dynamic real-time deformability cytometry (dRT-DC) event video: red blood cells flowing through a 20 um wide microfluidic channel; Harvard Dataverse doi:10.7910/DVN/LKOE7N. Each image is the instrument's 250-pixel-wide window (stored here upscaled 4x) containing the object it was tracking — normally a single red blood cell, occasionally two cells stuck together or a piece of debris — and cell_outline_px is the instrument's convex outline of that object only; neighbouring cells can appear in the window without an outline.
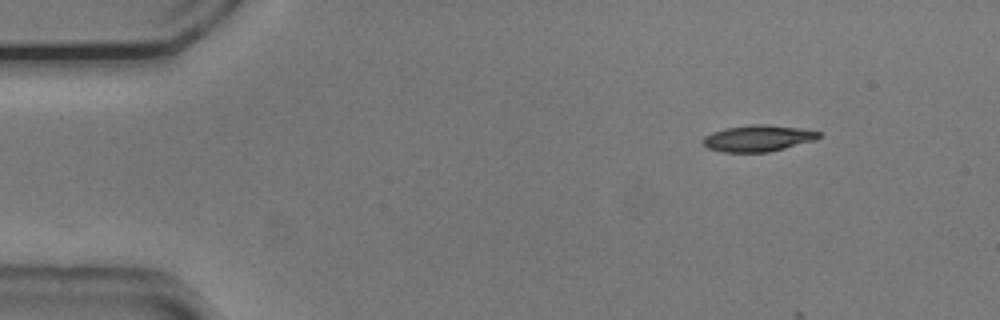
{"species": "common noctule bat (a hibernating species)", "species_latin": "Nyctalus noctula", "temperature_condition": "cold", "stored_images_in_passage": 11, "camera_frame_rate_fps": 3000, "um_per_image_px": 0.085, "animal": {"sex": "male", "body_mass_g": 20.5, "forearm_length_mm": 52.5}, "frame": {"image": 1, "passage_image": 1, "time_ms": 0.0, "image_size_px": [1000, 320], "cell_outline_px": [[820, 136], [816, 140], [768, 152], [724, 152], [708, 148], [704, 144], [704, 136], [712, 132], [724, 128], [752, 124], [764, 124], [800, 128], [820, 132]], "centroid_in_image_um": [64.43, 11.75], "position_along_channel_um": 20.6, "area_um2": 17.69}}
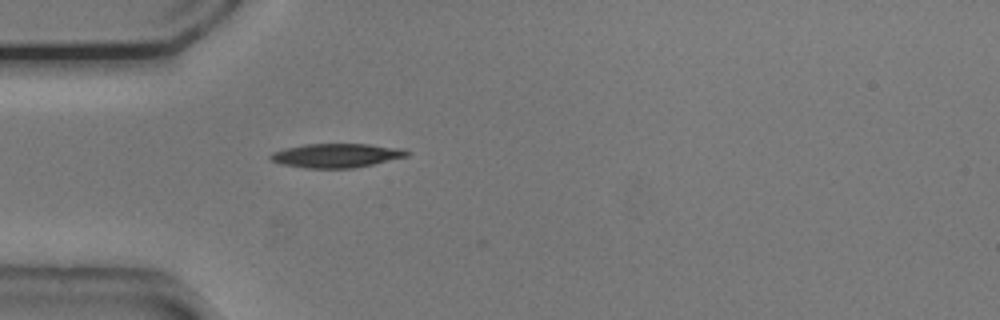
{"frame": {"image": 2, "passage_image": 10, "time_ms": 3.0, "image_size_px": [1000, 320], "cell_outline_px": [[412, 152], [408, 156], [372, 164], [352, 168], [304, 168], [280, 164], [272, 160], [268, 156], [272, 152], [284, 148], [304, 144], [368, 144], [400, 148]], "centroid_in_image_um": [28.56, 13.21], "position_along_channel_um": 56.4, "area_um2": 19.13}}